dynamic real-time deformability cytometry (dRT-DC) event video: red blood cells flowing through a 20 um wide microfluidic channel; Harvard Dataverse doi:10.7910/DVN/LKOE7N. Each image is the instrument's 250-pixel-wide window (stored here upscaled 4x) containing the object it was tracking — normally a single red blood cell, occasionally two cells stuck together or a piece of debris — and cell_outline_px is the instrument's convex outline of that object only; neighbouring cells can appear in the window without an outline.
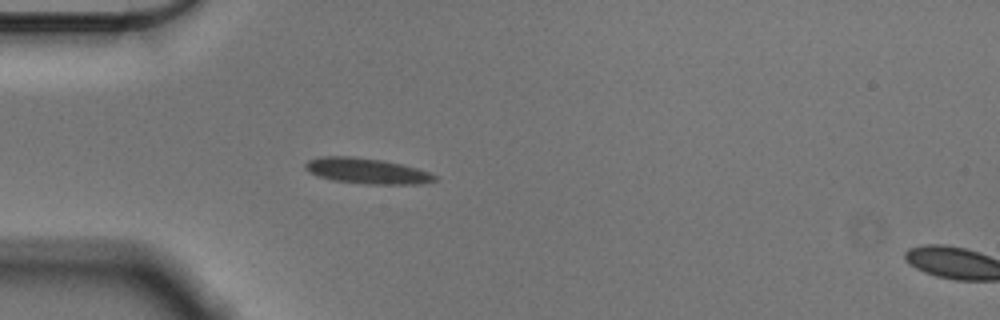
{"species": "Egyptian fruit bat (a non-hibernating species)", "species_latin": "Rousettus aegyptiacus", "temperature_condition": "cold", "stored_images_in_passage": 41, "camera_frame_rate_fps": 3000, "um_per_image_px": 0.085, "animal": {"sex": "male"}, "frame": {"image": 1, "passage_image": 1, "time_ms": 0.0, "image_size_px": [1000, 320], "cell_outline_px": [[436, 180], [420, 184], [364, 184], [332, 180], [316, 176], [308, 172], [304, 168], [304, 164], [308, 160], [320, 156], [352, 156], [380, 160], [400, 164], [416, 168], [428, 172], [436, 176]], "centroid_in_image_um": [31.1, 14.53], "position_along_channel_um": 53.9, "area_um2": 19.31}}
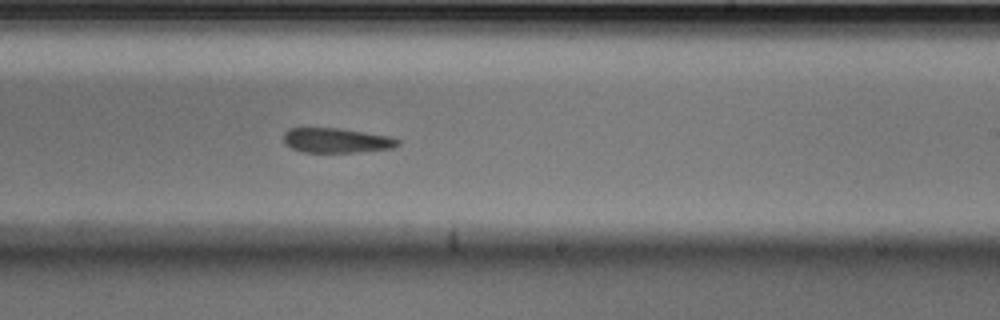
{"frame": {"image": 2, "passage_image": 19, "time_ms": 6.0, "image_size_px": [1000, 320], "cell_outline_px": [[400, 144], [396, 148], [356, 152], [304, 152], [292, 148], [284, 144], [284, 132], [288, 128], [340, 128], [392, 136], [400, 140]], "centroid_in_image_um": [28.64, 11.93], "position_along_channel_um": 260.4, "area_um2": 16.7}}
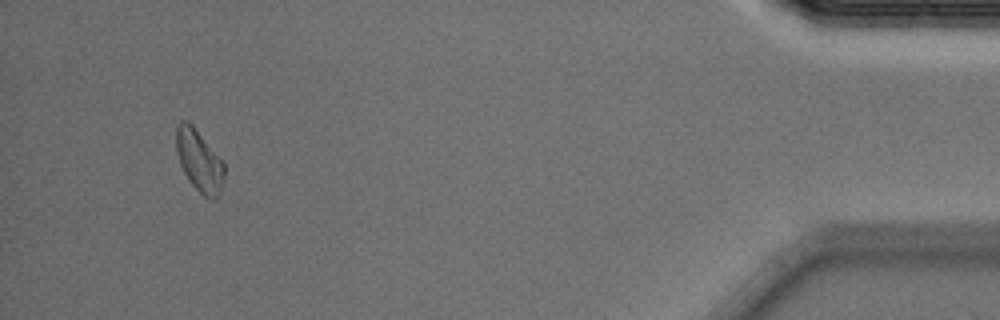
{"frame": {"image": 3, "passage_image": 38, "time_ms": 12.333, "image_size_px": [1000, 320], "cell_outline_px": [[224, 180], [220, 192], [216, 200], [212, 200], [204, 196], [188, 180], [180, 164], [176, 152], [176, 128], [180, 120], [188, 120], [192, 124], [224, 160]], "centroid_in_image_um": [16.95, 13.64], "position_along_channel_um": 418.2, "area_um2": 17.63}, "authors_computed_cell_mechanics": {"area_um2": 17.7446, "velocity_mm_per_s": 3.5777, "shape_relaxation_time_tau1_ms": 7.8015, "shape_relaxation_time_tau2_ms": 9.0954, "deformation_change_tau1": 0.1617, "deformation_change_tau2": 0.1298}}